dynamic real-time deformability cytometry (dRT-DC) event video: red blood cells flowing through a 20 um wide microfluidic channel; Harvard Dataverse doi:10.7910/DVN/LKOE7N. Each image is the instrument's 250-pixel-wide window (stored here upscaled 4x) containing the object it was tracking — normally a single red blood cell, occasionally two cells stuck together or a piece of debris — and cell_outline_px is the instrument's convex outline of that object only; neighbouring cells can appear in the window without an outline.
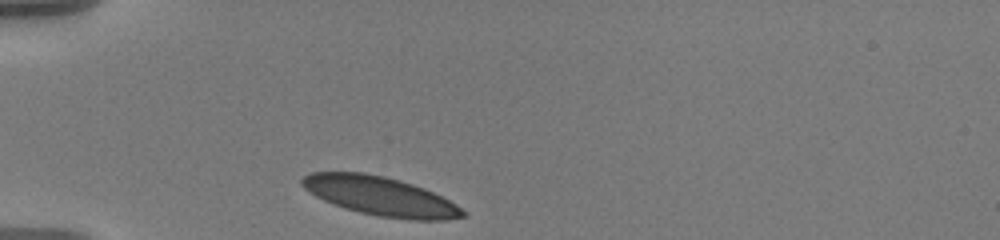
{"species": "human", "species_latin": "Homo sapiens", "temperature_condition": "warm", "stored_images_in_passage": 34, "camera_frame_rate_fps": 3000, "um_per_image_px": 0.085, "donor": {"sex": "male"}, "frame": {"image": 1, "passage_image": 1, "time_ms": 0.0, "image_size_px": [1000, 240], "cell_outline_px": [[464, 216], [444, 220], [412, 220], [380, 216], [360, 212], [344, 208], [324, 200], [308, 192], [300, 184], [300, 180], [304, 176], [312, 172], [364, 172], [384, 176], [400, 180], [424, 188], [456, 204], [464, 212]], "centroid_in_image_um": [32.28, 16.66], "position_along_channel_um": 52.7, "area_um2": 36.18}}
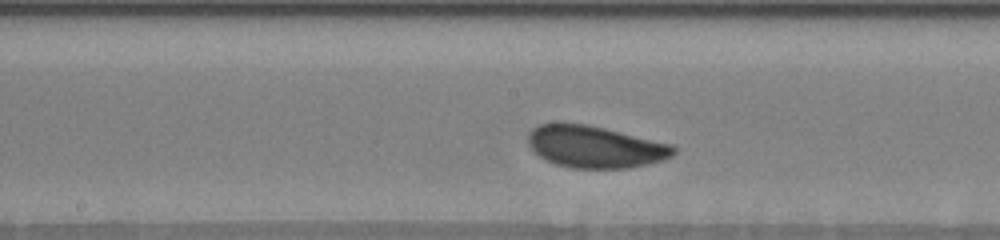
{"frame": {"image": 2, "passage_image": 15, "time_ms": 4.667, "image_size_px": [1000, 240], "cell_outline_px": [[676, 152], [672, 156], [664, 160], [648, 164], [628, 168], [572, 168], [556, 164], [540, 156], [528, 144], [528, 132], [532, 128], [540, 124], [588, 124], [672, 144], [676, 148]], "centroid_in_image_um": [50.62, 12.48], "position_along_channel_um": 197.6, "area_um2": 35.37}}
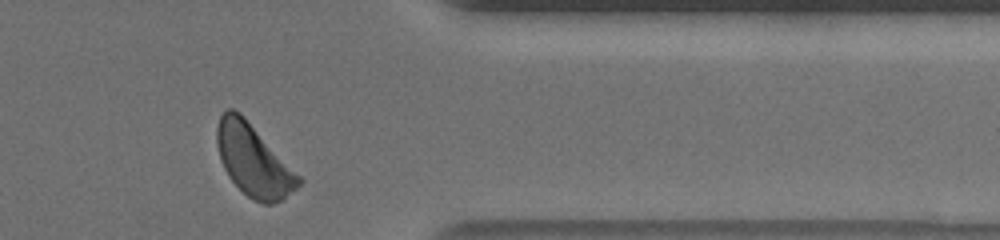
{"frame": {"image": 3, "passage_image": 32, "time_ms": 10.333, "image_size_px": [1000, 240], "cell_outline_px": [[304, 180], [296, 188], [280, 200], [272, 204], [264, 204], [252, 200], [228, 176], [220, 160], [216, 144], [216, 128], [220, 116], [228, 108], [232, 108], [240, 112], [244, 116]], "centroid_in_image_um": [21.52, 13.62], "position_along_channel_um": 389.9, "area_um2": 33.81}, "authors_computed_cell_mechanics": {"area_um2": 35.4314, "velocity_mm_per_s": 3.5379, "shape_relaxation_time_tau1_ms": 2.7329, "shape_relaxation_time_tau2_ms": 0.6527, "deformation_change_tau1": 0.1055, "deformation_change_tau2": 0.0558}}